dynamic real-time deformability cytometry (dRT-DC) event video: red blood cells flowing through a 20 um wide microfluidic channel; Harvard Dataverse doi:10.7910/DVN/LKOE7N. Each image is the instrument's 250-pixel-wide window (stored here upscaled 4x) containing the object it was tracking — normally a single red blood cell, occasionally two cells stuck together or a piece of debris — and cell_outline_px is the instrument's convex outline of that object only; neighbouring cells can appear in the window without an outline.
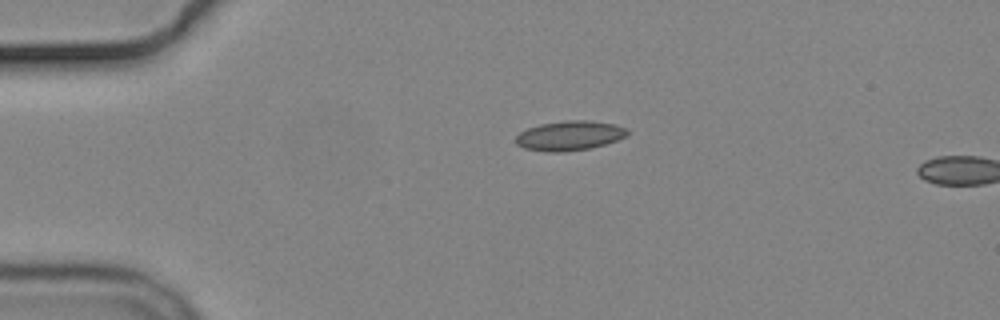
{"species": "common noctule bat (a hibernating species)", "species_latin": "Nyctalus noctula", "temperature_condition": "cold", "stored_images_in_passage": 6, "camera_frame_rate_fps": 3000, "um_per_image_px": 0.085, "animal": {"sex": "male", "body_mass_g": 19.2, "forearm_length_mm": 51.8}, "frame": {"image": 1, "passage_image": 6, "time_ms": 7.0, "image_size_px": [1000, 320], "cell_outline_px": [[628, 136], [604, 144], [588, 148], [564, 152], [548, 152], [524, 148], [516, 144], [516, 136], [520, 132], [528, 128], [540, 124], [564, 120], [588, 120], [616, 124], [628, 128]], "centroid_in_image_um": [48.42, 11.52], "position_along_channel_um": 36.6, "area_um2": 19.31}}